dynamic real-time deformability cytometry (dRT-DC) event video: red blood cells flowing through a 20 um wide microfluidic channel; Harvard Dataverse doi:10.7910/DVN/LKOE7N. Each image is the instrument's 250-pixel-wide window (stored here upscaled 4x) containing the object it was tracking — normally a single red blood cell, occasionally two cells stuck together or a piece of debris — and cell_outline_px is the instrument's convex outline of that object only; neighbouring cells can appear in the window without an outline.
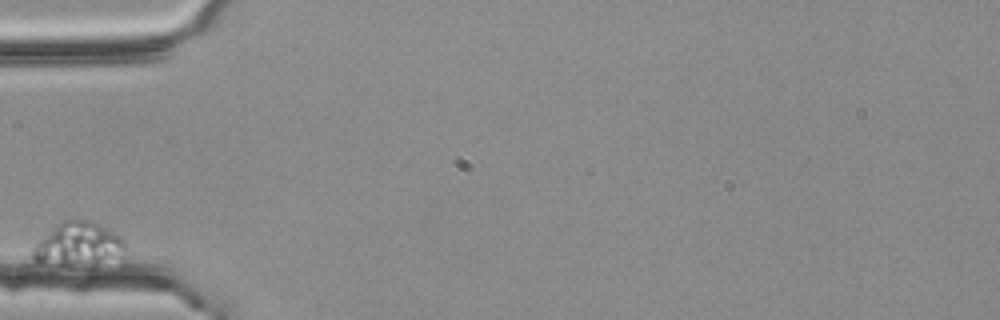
{"species": "common noctule bat (a hibernating species)", "species_latin": "Nyctalus noctula", "temperature_condition": "room temperature", "stored_images_in_passage": 6, "camera_frame_rate_fps": 3000, "um_per_image_px": 0.085, "animal": {"sex": "female", "body_mass_g": 25.1}, "frame": {"image": 1, "passage_image": 1, "time_ms": 0.0, "image_size_px": [1000, 320], "cell_outline_px": [[128, 260], [124, 264], [40, 264], [32, 260], [32, 248], [60, 220], [88, 220], [100, 224], [120, 236], [124, 240], [128, 248]], "centroid_in_image_um": [6.83, 20.82], "position_along_channel_um": 78.2, "area_um2": 24.68}}
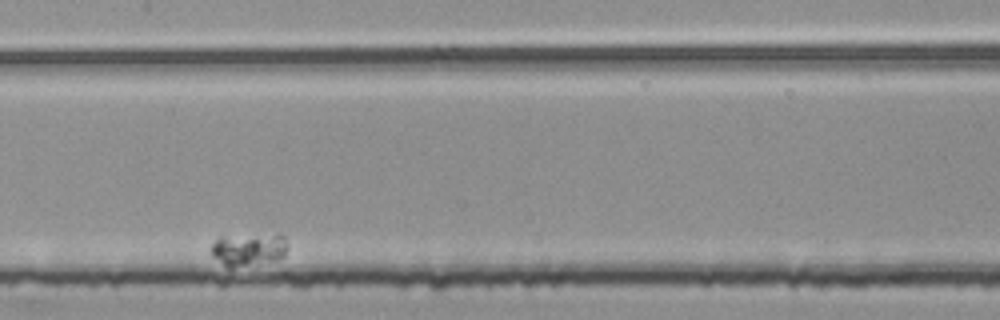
{"frame": {"image": 2, "passage_image": 5, "time_ms": 1.333, "image_size_px": [1000, 320], "cell_outline_px": [[288, 248], [284, 256], [272, 260], [232, 268], [224, 268], [212, 256], [212, 244], [220, 236], [276, 232], [284, 236], [288, 244]], "centroid_in_image_um": [21.13, 21.16], "position_along_channel_um": 186.3, "area_um2": 15.14}}
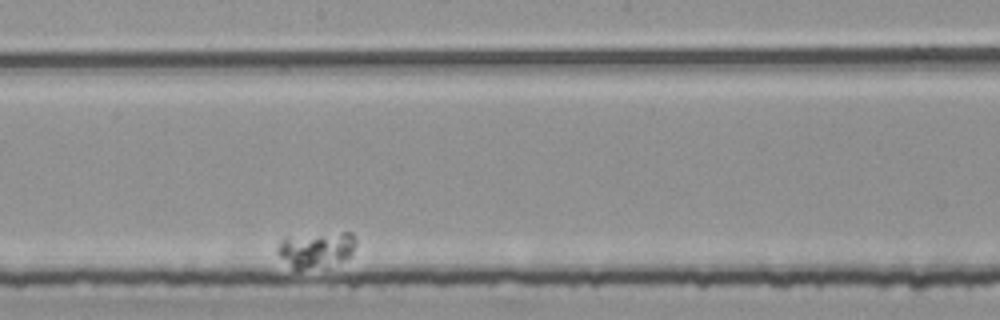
{"frame": {"image": 3, "passage_image": 6, "time_ms": 1.667, "image_size_px": [1000, 320], "cell_outline_px": [[356, 244], [352, 252], [348, 256], [340, 260], [324, 264], [300, 268], [292, 268], [276, 252], [276, 248], [280, 240], [284, 236], [344, 232], [352, 232], [356, 240]], "centroid_in_image_um": [26.82, 21.13], "position_along_channel_um": 221.4, "area_um2": 15.78}}